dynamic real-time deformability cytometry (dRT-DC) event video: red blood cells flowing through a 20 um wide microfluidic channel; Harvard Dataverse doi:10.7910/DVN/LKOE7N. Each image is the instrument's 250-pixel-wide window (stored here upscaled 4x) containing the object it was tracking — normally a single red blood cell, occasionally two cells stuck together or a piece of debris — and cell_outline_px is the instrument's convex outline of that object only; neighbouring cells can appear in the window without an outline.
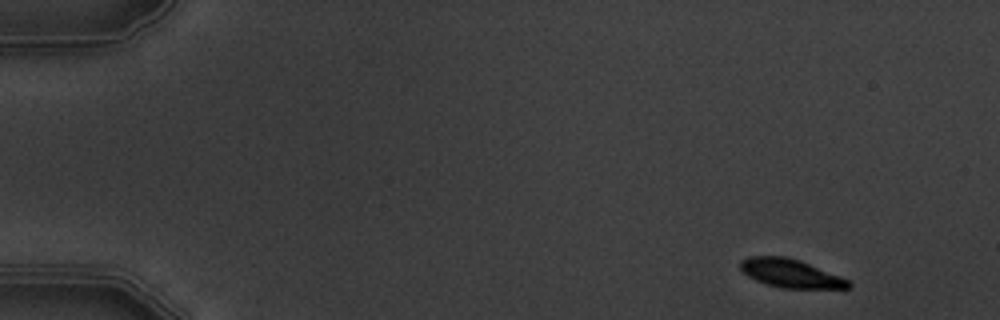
{"species": "common noctule bat (a hibernating species)", "species_latin": "Nyctalus noctula", "temperature_condition": "warm", "stored_images_in_passage": 7, "camera_frame_rate_fps": 3000, "um_per_image_px": 0.085, "animal": {"sex": "male", "body_mass_g": 19.5, "forearm_length_mm": 54.6}, "frame": {"image": 1, "passage_image": 1, "time_ms": 0.0, "image_size_px": [1000, 320], "cell_outline_px": [[852, 288], [780, 288], [756, 280], [748, 276], [740, 268], [740, 260], [748, 256], [788, 256], [800, 260], [840, 276], [848, 280], [852, 284]], "centroid_in_image_um": [67.19, 23.22], "position_along_channel_um": 17.8, "area_um2": 17.92}}
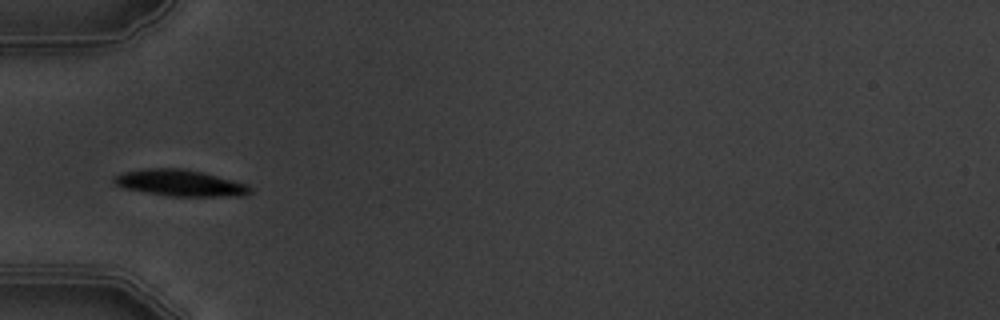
{"frame": {"image": 2, "passage_image": 5, "time_ms": 4.667, "image_size_px": [1000, 320], "cell_outline_px": [[252, 192], [244, 196], [168, 196], [124, 188], [116, 184], [112, 180], [112, 176], [124, 172], [148, 168], [184, 168], [248, 184], [252, 188]], "centroid_in_image_um": [15.31, 15.55], "position_along_channel_um": 69.7, "area_um2": 20.87}}